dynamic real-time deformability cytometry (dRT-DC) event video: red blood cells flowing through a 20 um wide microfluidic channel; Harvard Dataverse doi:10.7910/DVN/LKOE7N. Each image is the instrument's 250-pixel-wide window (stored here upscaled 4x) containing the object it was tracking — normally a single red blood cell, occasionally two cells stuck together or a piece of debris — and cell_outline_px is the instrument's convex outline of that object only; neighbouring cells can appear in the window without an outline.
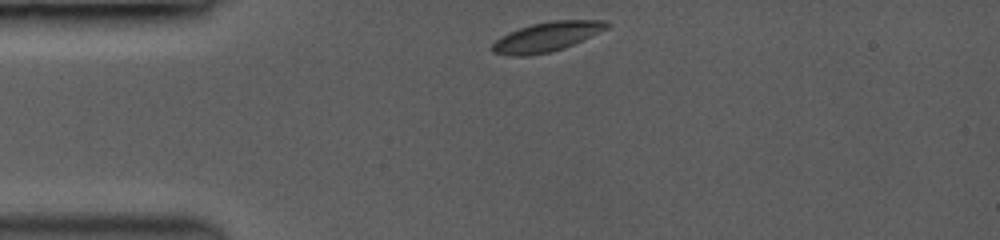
{"species": "common noctule bat (a hibernating species)", "species_latin": "Nyctalus noctula", "temperature_condition": "room temperature", "stored_images_in_passage": 39, "camera_frame_rate_fps": 3500, "um_per_image_px": 0.085, "animal": {"sex": "female", "body_mass_g": 19.0, "forearm_length_mm": 53.3}, "frame": {"image": 1, "passage_image": 1, "time_ms": 0.0, "image_size_px": [1000, 240], "cell_outline_px": [[612, 24], [608, 28], [572, 44], [548, 52], [520, 56], [508, 56], [492, 52], [492, 44], [496, 40], [508, 32], [532, 24], [552, 20], [604, 20]], "centroid_in_image_um": [46.46, 3.11], "position_along_channel_um": 38.5, "area_um2": 19.31}}
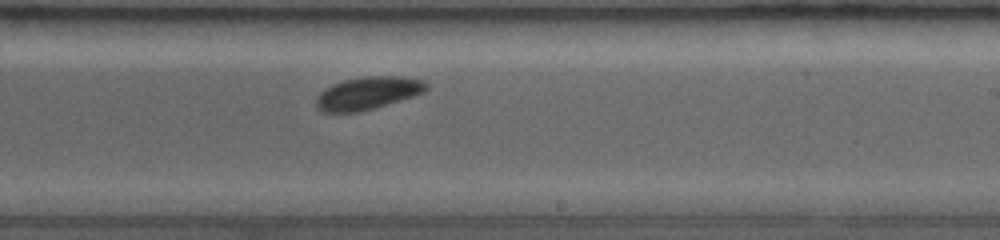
{"frame": {"image": 2, "passage_image": 23, "time_ms": 6.286, "image_size_px": [1000, 240], "cell_outline_px": [[428, 88], [424, 92], [412, 96], [372, 108], [356, 112], [324, 112], [316, 104], [316, 100], [320, 92], [332, 84], [344, 80], [364, 76], [400, 76], [424, 80], [428, 84]], "centroid_in_image_um": [31.28, 7.89], "position_along_channel_um": 257.7, "area_um2": 20.63}}
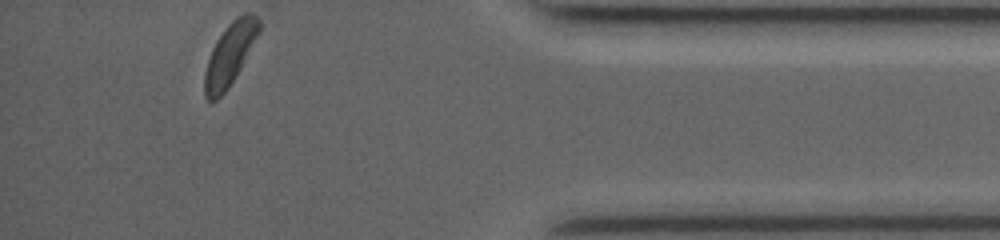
{"frame": {"image": 3, "passage_image": 39, "time_ms": 10.857, "image_size_px": [1000, 240], "cell_outline_px": [[260, 28], [240, 68], [228, 88], [216, 100], [208, 100], [204, 96], [204, 76], [208, 60], [212, 48], [216, 40], [228, 24], [236, 16], [244, 12], [248, 12], [256, 16], [260, 20]], "centroid_in_image_um": [19.51, 4.59], "position_along_channel_um": 415.7, "area_um2": 19.25}, "authors_computed_cell_mechanics": {"area_um2": 20.1144, "velocity_mm_per_s": 3.9855, "shape_relaxation_time_tau1_ms": 1.7708, "shape_relaxation_time_tau2_ms": null, "deformation_change_tau1": 0.0782, "deformation_change_tau2": null}}